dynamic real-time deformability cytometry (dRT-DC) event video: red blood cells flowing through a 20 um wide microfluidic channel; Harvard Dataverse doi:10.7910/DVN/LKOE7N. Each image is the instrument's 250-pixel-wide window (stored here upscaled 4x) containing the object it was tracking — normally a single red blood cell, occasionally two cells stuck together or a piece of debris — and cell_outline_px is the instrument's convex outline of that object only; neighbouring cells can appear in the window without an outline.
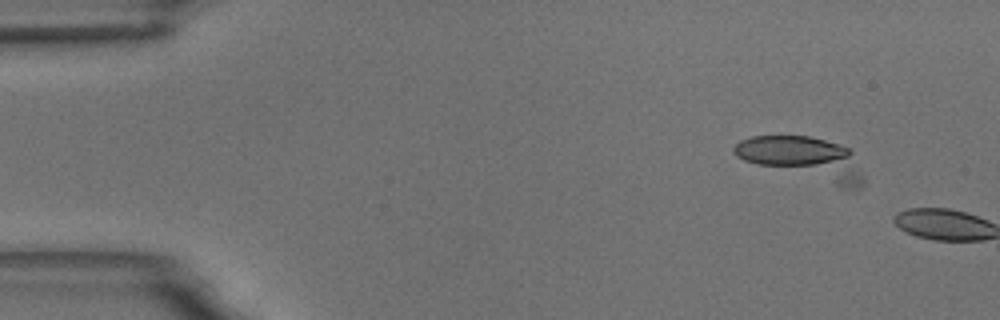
{"species": "common noctule bat (a hibernating species)", "species_latin": "Nyctalus noctula", "temperature_condition": "room temperature", "stored_images_in_passage": 8, "camera_frame_rate_fps": 3000, "um_per_image_px": 0.085, "animal": {"sex": "male", "body_mass_g": 18.8}, "frame": {"image": 1, "passage_image": 7, "time_ms": 2.0, "image_size_px": [1000, 320], "cell_outline_px": [[864, 184], [860, 188], [840, 188], [756, 164], [744, 160], [736, 156], [732, 148], [740, 140], [752, 136], [808, 136], [824, 140], [848, 148], [852, 152], [864, 180]], "centroid_in_image_um": [68.29, 13.49], "position_along_channel_um": 16.7, "area_um2": 31.96}}